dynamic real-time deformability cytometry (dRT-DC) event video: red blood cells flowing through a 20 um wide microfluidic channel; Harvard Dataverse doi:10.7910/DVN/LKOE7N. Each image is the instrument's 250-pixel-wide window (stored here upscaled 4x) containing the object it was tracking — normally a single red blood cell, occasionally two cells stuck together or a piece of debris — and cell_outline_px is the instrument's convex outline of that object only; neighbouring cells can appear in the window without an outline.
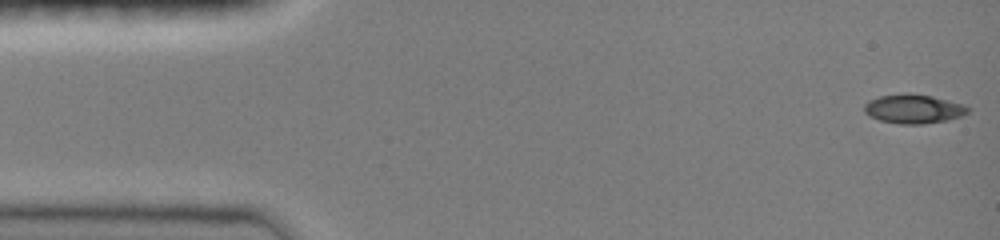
{"species": "common noctule bat (a hibernating species)", "species_latin": "Nyctalus noctula", "temperature_condition": "room temperature", "stored_images_in_passage": 47, "camera_frame_rate_fps": 3000, "um_per_image_px": 0.085, "animal": {"sex": "female", "body_mass_g": 19.0, "forearm_length_mm": 51.5}, "frame": {"image": 1, "passage_image": 1, "time_ms": 0.0, "image_size_px": [1000, 240], "cell_outline_px": [[972, 108], [968, 112], [960, 116], [944, 120], [920, 124], [900, 124], [880, 120], [868, 116], [864, 112], [864, 104], [868, 100], [880, 96], [908, 92], [932, 96], [964, 104]], "centroid_in_image_um": [77.62, 9.24], "position_along_channel_um": 7.4, "area_um2": 17.63}}
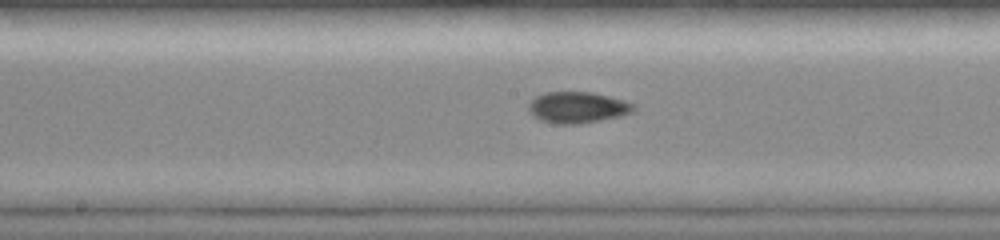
{"frame": {"image": 2, "passage_image": 24, "time_ms": 7.667, "image_size_px": [1000, 240], "cell_outline_px": [[636, 108], [632, 112], [620, 116], [580, 124], [560, 124], [540, 120], [532, 116], [528, 108], [528, 104], [536, 96], [544, 92], [592, 92], [624, 100], [636, 104]], "centroid_in_image_um": [49.09, 9.13], "position_along_channel_um": 199.1, "area_um2": 19.19}}
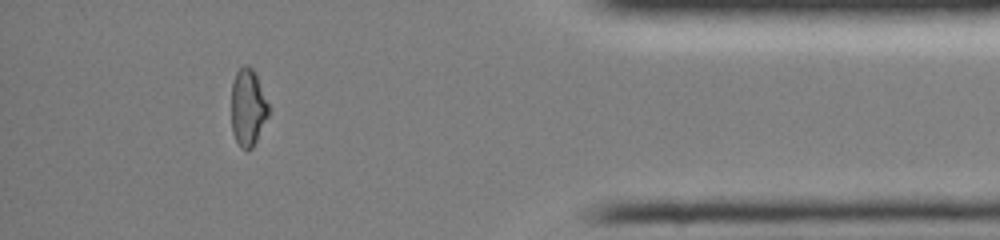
{"frame": {"image": 3, "passage_image": 42, "time_ms": 13.667, "image_size_px": [1000, 240], "cell_outline_px": [[268, 116], [252, 148], [240, 148], [232, 132], [232, 84], [236, 72], [244, 64], [248, 64], [256, 72], [268, 104]], "centroid_in_image_um": [21.07, 9.09], "position_along_channel_um": 414.1, "area_um2": 16.59}, "authors_computed_cell_mechanics": {"area_um2": 17.629, "velocity_mm_per_s": 4.0624, "shape_relaxation_time_tau1_ms": 11.2122, "shape_relaxation_time_tau2_ms": 4.0736, "deformation_change_tau1": 0.247, "deformation_change_tau2": 0.0696}}